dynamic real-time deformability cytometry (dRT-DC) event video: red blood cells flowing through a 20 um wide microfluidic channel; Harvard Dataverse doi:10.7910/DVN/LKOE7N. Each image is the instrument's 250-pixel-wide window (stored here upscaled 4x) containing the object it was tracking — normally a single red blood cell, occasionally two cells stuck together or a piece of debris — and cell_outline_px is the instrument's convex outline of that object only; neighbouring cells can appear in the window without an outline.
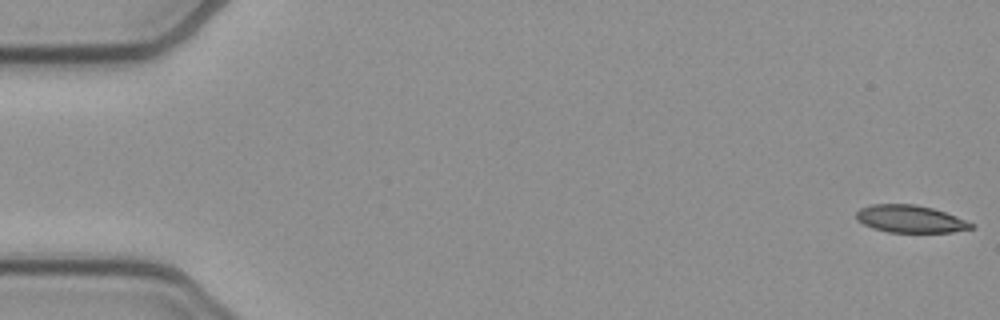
{"species": "common noctule bat (a hibernating species)", "species_latin": "Nyctalus noctula", "temperature_condition": "cold", "stored_images_in_passage": 53, "camera_frame_rate_fps": 3000, "um_per_image_px": 0.085, "animal": {"sex": "female", "body_mass_g": 21.9}, "frame": {"image": 1, "passage_image": 1, "time_ms": 0.0, "image_size_px": [1000, 320], "cell_outline_px": [[976, 228], [952, 232], [888, 232], [872, 228], [856, 220], [856, 212], [860, 208], [872, 204], [916, 204], [932, 208], [956, 216], [976, 224]], "centroid_in_image_um": [77.39, 18.61], "position_along_channel_um": 7.6, "area_um2": 18.5}}
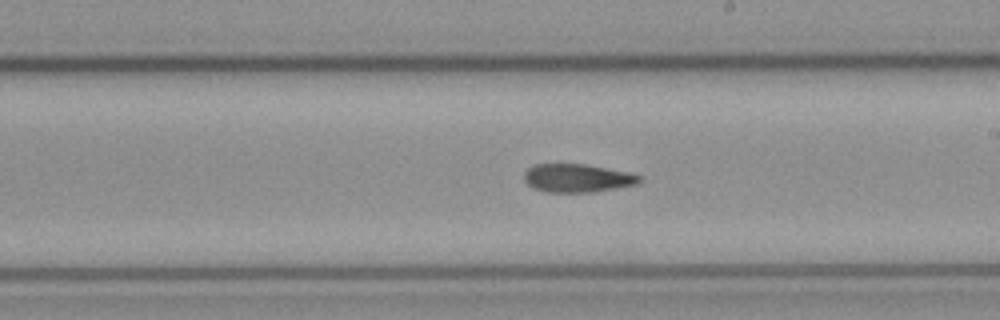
{"frame": {"image": 2, "passage_image": 30, "time_ms": 9.667, "image_size_px": [1000, 320], "cell_outline_px": [[644, 176], [640, 184], [592, 192], [544, 192], [532, 188], [524, 180], [524, 172], [528, 168], [536, 164], [588, 164], [632, 172]], "centroid_in_image_um": [49.14, 15.13], "position_along_channel_um": 239.9, "area_um2": 19.48}}
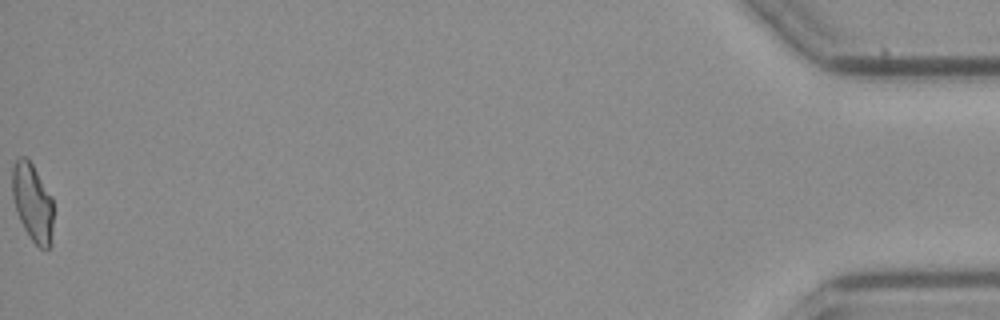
{"frame": {"image": 3, "passage_image": 53, "time_ms": 17.333, "image_size_px": [1000, 320], "cell_outline_px": [[52, 244], [48, 248], [40, 248], [32, 240], [24, 228], [16, 212], [12, 196], [12, 168], [16, 160], [20, 156], [24, 156], [32, 164], [52, 196]], "centroid_in_image_um": [2.76, 17.21], "position_along_channel_um": 432.4, "area_um2": 18.61}, "authors_computed_cell_mechanics": {"area_um2": 19.5942, "velocity_mm_per_s": 3.908, "shape_relaxation_time_tau1_ms": null, "shape_relaxation_time_tau2_ms": 3.6238, "deformation_change_tau1": null, "deformation_change_tau2": 0.1199}}